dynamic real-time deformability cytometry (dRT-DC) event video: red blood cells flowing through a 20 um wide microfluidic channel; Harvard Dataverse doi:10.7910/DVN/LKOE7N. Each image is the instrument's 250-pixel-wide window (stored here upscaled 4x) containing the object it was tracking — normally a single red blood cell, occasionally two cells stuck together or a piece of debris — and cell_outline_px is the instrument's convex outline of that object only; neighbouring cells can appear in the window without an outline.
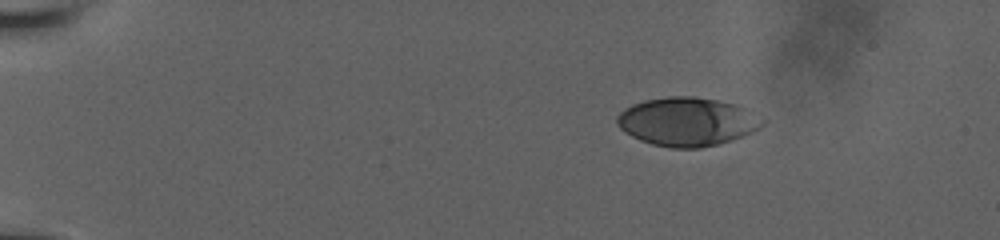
{"species": "human", "species_latin": "Homo sapiens", "temperature_condition": "room temperature", "stored_images_in_passage": 83, "camera_frame_rate_fps": 3000, "um_per_image_px": 0.085, "donor": {"sex": "male"}, "frame": {"image": 1, "passage_image": 1, "time_ms": 0.0, "image_size_px": [1000, 240], "cell_outline_px": [[768, 120], [760, 128], [752, 132], [716, 144], [700, 148], [668, 148], [652, 144], [640, 140], [624, 132], [616, 124], [616, 116], [624, 108], [632, 104], [644, 100], [668, 96], [692, 96], [716, 100], [736, 104], [764, 116]], "centroid_in_image_um": [58.42, 10.33], "position_along_channel_um": 26.6, "area_um2": 41.5}}
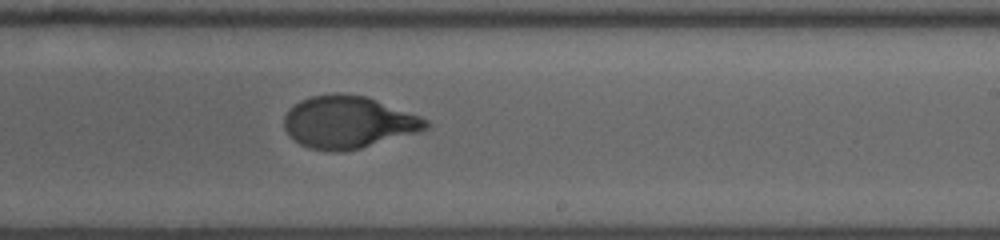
{"frame": {"image": 2, "passage_image": 46, "time_ms": 8.667, "image_size_px": [1000, 240], "cell_outline_px": [[428, 128], [420, 132], [360, 148], [340, 152], [332, 152], [308, 148], [300, 144], [288, 136], [284, 128], [284, 116], [288, 108], [300, 100], [312, 96], [332, 92], [364, 96], [376, 100], [420, 116], [428, 120]], "centroid_in_image_um": [29.56, 10.39], "position_along_channel_um": 259.4, "area_um2": 43.35}}
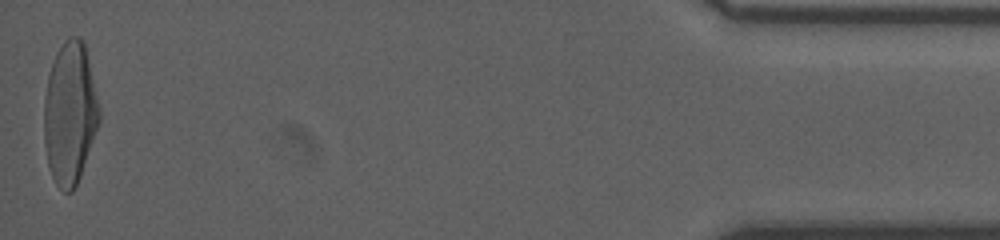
{"frame": {"image": 3, "passage_image": 82, "time_ms": 15.0, "image_size_px": [1000, 240], "cell_outline_px": [[100, 120], [80, 176], [72, 192], [64, 192], [56, 184], [52, 176], [48, 164], [44, 140], [44, 96], [48, 76], [56, 52], [64, 40], [68, 36], [76, 36], [84, 44], [100, 108]], "centroid_in_image_um": [5.93, 9.63], "position_along_channel_um": 429.3, "area_um2": 45.37}}